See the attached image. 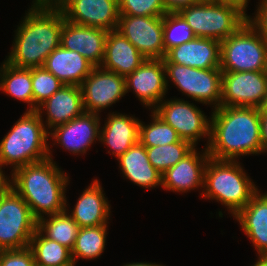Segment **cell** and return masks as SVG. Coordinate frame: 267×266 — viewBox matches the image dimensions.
Listing matches in <instances>:
<instances>
[{
    "instance_id": "obj_1",
    "label": "cell",
    "mask_w": 267,
    "mask_h": 266,
    "mask_svg": "<svg viewBox=\"0 0 267 266\" xmlns=\"http://www.w3.org/2000/svg\"><path fill=\"white\" fill-rule=\"evenodd\" d=\"M210 119L207 152L216 160L238 161L244 155L261 154L260 108L220 106Z\"/></svg>"
},
{
    "instance_id": "obj_2",
    "label": "cell",
    "mask_w": 267,
    "mask_h": 266,
    "mask_svg": "<svg viewBox=\"0 0 267 266\" xmlns=\"http://www.w3.org/2000/svg\"><path fill=\"white\" fill-rule=\"evenodd\" d=\"M64 15L58 6L31 4L15 30L6 62L18 68L43 67L49 54L60 46Z\"/></svg>"
},
{
    "instance_id": "obj_3",
    "label": "cell",
    "mask_w": 267,
    "mask_h": 266,
    "mask_svg": "<svg viewBox=\"0 0 267 266\" xmlns=\"http://www.w3.org/2000/svg\"><path fill=\"white\" fill-rule=\"evenodd\" d=\"M50 149L48 159L18 167L9 179V185L28 204L37 221L66 210L69 176L54 162Z\"/></svg>"
},
{
    "instance_id": "obj_4",
    "label": "cell",
    "mask_w": 267,
    "mask_h": 266,
    "mask_svg": "<svg viewBox=\"0 0 267 266\" xmlns=\"http://www.w3.org/2000/svg\"><path fill=\"white\" fill-rule=\"evenodd\" d=\"M36 111H25L0 142V169L18 167L49 158V132ZM4 165V166H3Z\"/></svg>"
},
{
    "instance_id": "obj_5",
    "label": "cell",
    "mask_w": 267,
    "mask_h": 266,
    "mask_svg": "<svg viewBox=\"0 0 267 266\" xmlns=\"http://www.w3.org/2000/svg\"><path fill=\"white\" fill-rule=\"evenodd\" d=\"M238 161L209 158L204 170V199L216 200L235 216L259 191Z\"/></svg>"
},
{
    "instance_id": "obj_6",
    "label": "cell",
    "mask_w": 267,
    "mask_h": 266,
    "mask_svg": "<svg viewBox=\"0 0 267 266\" xmlns=\"http://www.w3.org/2000/svg\"><path fill=\"white\" fill-rule=\"evenodd\" d=\"M191 27L194 35L222 42L234 34L248 15L239 5L216 0H201L178 12Z\"/></svg>"
},
{
    "instance_id": "obj_7",
    "label": "cell",
    "mask_w": 267,
    "mask_h": 266,
    "mask_svg": "<svg viewBox=\"0 0 267 266\" xmlns=\"http://www.w3.org/2000/svg\"><path fill=\"white\" fill-rule=\"evenodd\" d=\"M220 69L229 72L267 71V41L248 20L221 42Z\"/></svg>"
},
{
    "instance_id": "obj_8",
    "label": "cell",
    "mask_w": 267,
    "mask_h": 266,
    "mask_svg": "<svg viewBox=\"0 0 267 266\" xmlns=\"http://www.w3.org/2000/svg\"><path fill=\"white\" fill-rule=\"evenodd\" d=\"M36 229L28 204L9 185L0 195V250L29 247Z\"/></svg>"
},
{
    "instance_id": "obj_9",
    "label": "cell",
    "mask_w": 267,
    "mask_h": 266,
    "mask_svg": "<svg viewBox=\"0 0 267 266\" xmlns=\"http://www.w3.org/2000/svg\"><path fill=\"white\" fill-rule=\"evenodd\" d=\"M164 66L167 90L170 80L183 95L192 100L213 105L214 109L220 107L222 85L220 68L198 69L175 63H164Z\"/></svg>"
},
{
    "instance_id": "obj_10",
    "label": "cell",
    "mask_w": 267,
    "mask_h": 266,
    "mask_svg": "<svg viewBox=\"0 0 267 266\" xmlns=\"http://www.w3.org/2000/svg\"><path fill=\"white\" fill-rule=\"evenodd\" d=\"M153 111L168 125L172 126L179 137L189 141L194 147L203 137L210 140V119L193 103L184 99L162 100Z\"/></svg>"
},
{
    "instance_id": "obj_11",
    "label": "cell",
    "mask_w": 267,
    "mask_h": 266,
    "mask_svg": "<svg viewBox=\"0 0 267 266\" xmlns=\"http://www.w3.org/2000/svg\"><path fill=\"white\" fill-rule=\"evenodd\" d=\"M267 94V71H222L220 106L260 108Z\"/></svg>"
},
{
    "instance_id": "obj_12",
    "label": "cell",
    "mask_w": 267,
    "mask_h": 266,
    "mask_svg": "<svg viewBox=\"0 0 267 266\" xmlns=\"http://www.w3.org/2000/svg\"><path fill=\"white\" fill-rule=\"evenodd\" d=\"M117 31L147 59H163V16L120 15Z\"/></svg>"
},
{
    "instance_id": "obj_13",
    "label": "cell",
    "mask_w": 267,
    "mask_h": 266,
    "mask_svg": "<svg viewBox=\"0 0 267 266\" xmlns=\"http://www.w3.org/2000/svg\"><path fill=\"white\" fill-rule=\"evenodd\" d=\"M80 87L86 113L99 114L127 94L125 77L101 66L94 67Z\"/></svg>"
},
{
    "instance_id": "obj_14",
    "label": "cell",
    "mask_w": 267,
    "mask_h": 266,
    "mask_svg": "<svg viewBox=\"0 0 267 266\" xmlns=\"http://www.w3.org/2000/svg\"><path fill=\"white\" fill-rule=\"evenodd\" d=\"M58 7L71 23L107 31L117 30L120 16L118 0H64Z\"/></svg>"
},
{
    "instance_id": "obj_15",
    "label": "cell",
    "mask_w": 267,
    "mask_h": 266,
    "mask_svg": "<svg viewBox=\"0 0 267 266\" xmlns=\"http://www.w3.org/2000/svg\"><path fill=\"white\" fill-rule=\"evenodd\" d=\"M126 93L132 89L145 107L154 109L166 96L163 59H146L132 74L125 77Z\"/></svg>"
},
{
    "instance_id": "obj_16",
    "label": "cell",
    "mask_w": 267,
    "mask_h": 266,
    "mask_svg": "<svg viewBox=\"0 0 267 266\" xmlns=\"http://www.w3.org/2000/svg\"><path fill=\"white\" fill-rule=\"evenodd\" d=\"M100 114L86 113L49 131L54 144L74 155L86 154L88 148L100 137ZM54 139V140H53Z\"/></svg>"
},
{
    "instance_id": "obj_17",
    "label": "cell",
    "mask_w": 267,
    "mask_h": 266,
    "mask_svg": "<svg viewBox=\"0 0 267 266\" xmlns=\"http://www.w3.org/2000/svg\"><path fill=\"white\" fill-rule=\"evenodd\" d=\"M107 34V30L77 25L64 19L60 45L69 51L78 52L94 67H98L104 59Z\"/></svg>"
},
{
    "instance_id": "obj_18",
    "label": "cell",
    "mask_w": 267,
    "mask_h": 266,
    "mask_svg": "<svg viewBox=\"0 0 267 266\" xmlns=\"http://www.w3.org/2000/svg\"><path fill=\"white\" fill-rule=\"evenodd\" d=\"M196 149L162 174L163 189L185 193L204 188V170L210 156L206 147L202 154Z\"/></svg>"
},
{
    "instance_id": "obj_19",
    "label": "cell",
    "mask_w": 267,
    "mask_h": 266,
    "mask_svg": "<svg viewBox=\"0 0 267 266\" xmlns=\"http://www.w3.org/2000/svg\"><path fill=\"white\" fill-rule=\"evenodd\" d=\"M221 42L212 38L195 37L171 48L163 63H175L198 69L220 68Z\"/></svg>"
},
{
    "instance_id": "obj_20",
    "label": "cell",
    "mask_w": 267,
    "mask_h": 266,
    "mask_svg": "<svg viewBox=\"0 0 267 266\" xmlns=\"http://www.w3.org/2000/svg\"><path fill=\"white\" fill-rule=\"evenodd\" d=\"M36 112L40 117H42L43 112L46 113L47 118L44 126L48 132L58 125L65 124L81 116L85 112L81 87L63 85L49 99L40 104Z\"/></svg>"
},
{
    "instance_id": "obj_21",
    "label": "cell",
    "mask_w": 267,
    "mask_h": 266,
    "mask_svg": "<svg viewBox=\"0 0 267 266\" xmlns=\"http://www.w3.org/2000/svg\"><path fill=\"white\" fill-rule=\"evenodd\" d=\"M103 187L98 179H93V182L85 188L81 196H79L73 210H68L66 200V212L78 224L79 228L94 227L107 225L110 217V204ZM70 211V212H68Z\"/></svg>"
},
{
    "instance_id": "obj_22",
    "label": "cell",
    "mask_w": 267,
    "mask_h": 266,
    "mask_svg": "<svg viewBox=\"0 0 267 266\" xmlns=\"http://www.w3.org/2000/svg\"><path fill=\"white\" fill-rule=\"evenodd\" d=\"M104 123V126L100 127L99 141L109 147L112 152L108 151V153L116 158L139 142L140 119L127 114L110 112Z\"/></svg>"
},
{
    "instance_id": "obj_23",
    "label": "cell",
    "mask_w": 267,
    "mask_h": 266,
    "mask_svg": "<svg viewBox=\"0 0 267 266\" xmlns=\"http://www.w3.org/2000/svg\"><path fill=\"white\" fill-rule=\"evenodd\" d=\"M146 59L119 31H108L102 68L126 77Z\"/></svg>"
},
{
    "instance_id": "obj_24",
    "label": "cell",
    "mask_w": 267,
    "mask_h": 266,
    "mask_svg": "<svg viewBox=\"0 0 267 266\" xmlns=\"http://www.w3.org/2000/svg\"><path fill=\"white\" fill-rule=\"evenodd\" d=\"M259 190L234 217L258 255H267V193Z\"/></svg>"
},
{
    "instance_id": "obj_25",
    "label": "cell",
    "mask_w": 267,
    "mask_h": 266,
    "mask_svg": "<svg viewBox=\"0 0 267 266\" xmlns=\"http://www.w3.org/2000/svg\"><path fill=\"white\" fill-rule=\"evenodd\" d=\"M43 67L64 85L80 86L94 66L81 54L57 47L46 58Z\"/></svg>"
},
{
    "instance_id": "obj_26",
    "label": "cell",
    "mask_w": 267,
    "mask_h": 266,
    "mask_svg": "<svg viewBox=\"0 0 267 266\" xmlns=\"http://www.w3.org/2000/svg\"><path fill=\"white\" fill-rule=\"evenodd\" d=\"M123 176L142 188L162 186V174L149 162L146 147L140 142L117 158Z\"/></svg>"
},
{
    "instance_id": "obj_27",
    "label": "cell",
    "mask_w": 267,
    "mask_h": 266,
    "mask_svg": "<svg viewBox=\"0 0 267 266\" xmlns=\"http://www.w3.org/2000/svg\"><path fill=\"white\" fill-rule=\"evenodd\" d=\"M0 67V89L19 101L27 103L28 111H36L33 102L31 68H18L4 61Z\"/></svg>"
},
{
    "instance_id": "obj_28",
    "label": "cell",
    "mask_w": 267,
    "mask_h": 266,
    "mask_svg": "<svg viewBox=\"0 0 267 266\" xmlns=\"http://www.w3.org/2000/svg\"><path fill=\"white\" fill-rule=\"evenodd\" d=\"M29 248L33 252L35 266H75L71 251L45 237L38 229L30 240Z\"/></svg>"
},
{
    "instance_id": "obj_29",
    "label": "cell",
    "mask_w": 267,
    "mask_h": 266,
    "mask_svg": "<svg viewBox=\"0 0 267 266\" xmlns=\"http://www.w3.org/2000/svg\"><path fill=\"white\" fill-rule=\"evenodd\" d=\"M37 229L45 237L57 241L71 251L77 237L79 226L73 218L64 211L40 218L37 221Z\"/></svg>"
},
{
    "instance_id": "obj_30",
    "label": "cell",
    "mask_w": 267,
    "mask_h": 266,
    "mask_svg": "<svg viewBox=\"0 0 267 266\" xmlns=\"http://www.w3.org/2000/svg\"><path fill=\"white\" fill-rule=\"evenodd\" d=\"M107 225L79 228L71 257L74 265L78 258L94 260L105 250Z\"/></svg>"
},
{
    "instance_id": "obj_31",
    "label": "cell",
    "mask_w": 267,
    "mask_h": 266,
    "mask_svg": "<svg viewBox=\"0 0 267 266\" xmlns=\"http://www.w3.org/2000/svg\"><path fill=\"white\" fill-rule=\"evenodd\" d=\"M195 147L186 140L177 143L146 147L149 162L161 174L188 155Z\"/></svg>"
},
{
    "instance_id": "obj_32",
    "label": "cell",
    "mask_w": 267,
    "mask_h": 266,
    "mask_svg": "<svg viewBox=\"0 0 267 266\" xmlns=\"http://www.w3.org/2000/svg\"><path fill=\"white\" fill-rule=\"evenodd\" d=\"M152 121L145 125L140 121L139 142L145 147L177 143L181 140L176 130L162 120L153 110Z\"/></svg>"
},
{
    "instance_id": "obj_33",
    "label": "cell",
    "mask_w": 267,
    "mask_h": 266,
    "mask_svg": "<svg viewBox=\"0 0 267 266\" xmlns=\"http://www.w3.org/2000/svg\"><path fill=\"white\" fill-rule=\"evenodd\" d=\"M191 27L179 13H166L163 16V39L166 52L195 38Z\"/></svg>"
},
{
    "instance_id": "obj_34",
    "label": "cell",
    "mask_w": 267,
    "mask_h": 266,
    "mask_svg": "<svg viewBox=\"0 0 267 266\" xmlns=\"http://www.w3.org/2000/svg\"><path fill=\"white\" fill-rule=\"evenodd\" d=\"M33 102L36 107L49 99L64 84L44 67L31 68Z\"/></svg>"
},
{
    "instance_id": "obj_35",
    "label": "cell",
    "mask_w": 267,
    "mask_h": 266,
    "mask_svg": "<svg viewBox=\"0 0 267 266\" xmlns=\"http://www.w3.org/2000/svg\"><path fill=\"white\" fill-rule=\"evenodd\" d=\"M119 14L132 16H164L162 0H118Z\"/></svg>"
},
{
    "instance_id": "obj_36",
    "label": "cell",
    "mask_w": 267,
    "mask_h": 266,
    "mask_svg": "<svg viewBox=\"0 0 267 266\" xmlns=\"http://www.w3.org/2000/svg\"><path fill=\"white\" fill-rule=\"evenodd\" d=\"M0 266H35L33 252L29 247L0 250Z\"/></svg>"
},
{
    "instance_id": "obj_37",
    "label": "cell",
    "mask_w": 267,
    "mask_h": 266,
    "mask_svg": "<svg viewBox=\"0 0 267 266\" xmlns=\"http://www.w3.org/2000/svg\"><path fill=\"white\" fill-rule=\"evenodd\" d=\"M256 8L257 12L254 13V18L248 16L247 20L267 41V0H261Z\"/></svg>"
},
{
    "instance_id": "obj_38",
    "label": "cell",
    "mask_w": 267,
    "mask_h": 266,
    "mask_svg": "<svg viewBox=\"0 0 267 266\" xmlns=\"http://www.w3.org/2000/svg\"><path fill=\"white\" fill-rule=\"evenodd\" d=\"M201 0H162L167 13H178L181 9L187 8Z\"/></svg>"
},
{
    "instance_id": "obj_39",
    "label": "cell",
    "mask_w": 267,
    "mask_h": 266,
    "mask_svg": "<svg viewBox=\"0 0 267 266\" xmlns=\"http://www.w3.org/2000/svg\"><path fill=\"white\" fill-rule=\"evenodd\" d=\"M260 133L262 153L267 152V113L260 112Z\"/></svg>"
},
{
    "instance_id": "obj_40",
    "label": "cell",
    "mask_w": 267,
    "mask_h": 266,
    "mask_svg": "<svg viewBox=\"0 0 267 266\" xmlns=\"http://www.w3.org/2000/svg\"><path fill=\"white\" fill-rule=\"evenodd\" d=\"M64 0H33V4L39 6H58Z\"/></svg>"
},
{
    "instance_id": "obj_41",
    "label": "cell",
    "mask_w": 267,
    "mask_h": 266,
    "mask_svg": "<svg viewBox=\"0 0 267 266\" xmlns=\"http://www.w3.org/2000/svg\"><path fill=\"white\" fill-rule=\"evenodd\" d=\"M4 171H2L0 169V195L8 188L9 186V178L8 176H5V174L3 173Z\"/></svg>"
},
{
    "instance_id": "obj_42",
    "label": "cell",
    "mask_w": 267,
    "mask_h": 266,
    "mask_svg": "<svg viewBox=\"0 0 267 266\" xmlns=\"http://www.w3.org/2000/svg\"><path fill=\"white\" fill-rule=\"evenodd\" d=\"M216 1H223V2H231L239 5L242 9L246 11V7L248 6L249 0H216Z\"/></svg>"
},
{
    "instance_id": "obj_43",
    "label": "cell",
    "mask_w": 267,
    "mask_h": 266,
    "mask_svg": "<svg viewBox=\"0 0 267 266\" xmlns=\"http://www.w3.org/2000/svg\"><path fill=\"white\" fill-rule=\"evenodd\" d=\"M258 260L251 266H267V255H258Z\"/></svg>"
},
{
    "instance_id": "obj_44",
    "label": "cell",
    "mask_w": 267,
    "mask_h": 266,
    "mask_svg": "<svg viewBox=\"0 0 267 266\" xmlns=\"http://www.w3.org/2000/svg\"><path fill=\"white\" fill-rule=\"evenodd\" d=\"M123 266H164L160 264H155V263H146V262H133V263H127L124 264Z\"/></svg>"
},
{
    "instance_id": "obj_45",
    "label": "cell",
    "mask_w": 267,
    "mask_h": 266,
    "mask_svg": "<svg viewBox=\"0 0 267 266\" xmlns=\"http://www.w3.org/2000/svg\"><path fill=\"white\" fill-rule=\"evenodd\" d=\"M260 112L267 113V94L265 96V100H264L262 106L260 107Z\"/></svg>"
}]
</instances>
